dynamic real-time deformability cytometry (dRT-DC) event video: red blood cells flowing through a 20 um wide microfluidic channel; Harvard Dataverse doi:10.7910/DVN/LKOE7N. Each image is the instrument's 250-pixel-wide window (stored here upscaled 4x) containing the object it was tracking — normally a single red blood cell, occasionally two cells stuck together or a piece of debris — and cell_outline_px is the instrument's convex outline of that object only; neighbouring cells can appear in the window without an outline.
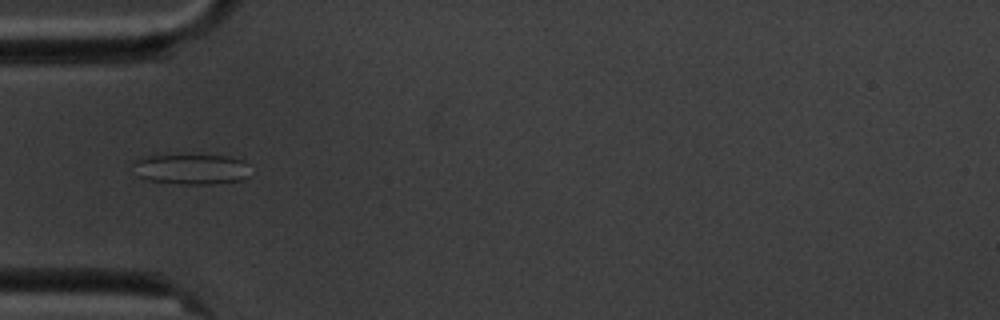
{"species": "common noctule bat (a hibernating species)", "species_latin": "Nyctalus noctula", "temperature_condition": "cold", "stored_images_in_passage": 6, "camera_frame_rate_fps": 3000, "um_per_image_px": 0.085, "animal": {"sex": "male", "body_mass_g": 20.1, "forearm_length_mm": 53.5}, "frame": {"image": 1, "passage_image": 6, "time_ms": 5.667, "image_size_px": [1000, 320], "cell_outline_px": [[252, 176], [244, 180], [212, 184], [180, 184], [144, 180], [136, 176], [132, 164], [132, 160], [144, 156], [228, 156], [244, 160], [248, 164]], "centroid_in_image_um": [16.27, 14.4], "position_along_channel_um": 68.7, "area_um2": 21.21}}